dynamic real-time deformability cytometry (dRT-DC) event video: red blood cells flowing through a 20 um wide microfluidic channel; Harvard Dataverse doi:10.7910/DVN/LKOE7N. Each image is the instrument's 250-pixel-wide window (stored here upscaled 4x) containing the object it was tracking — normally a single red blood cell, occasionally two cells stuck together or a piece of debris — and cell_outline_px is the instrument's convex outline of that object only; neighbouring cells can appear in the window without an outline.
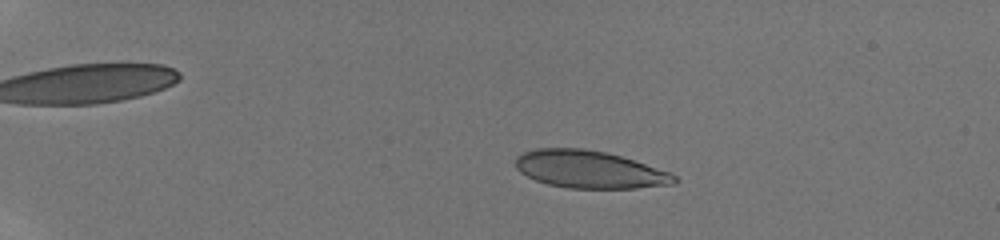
{"species": "human", "species_latin": "Homo sapiens", "temperature_condition": "room temperature", "stored_images_in_passage": 12, "camera_frame_rate_fps": 3000, "um_per_image_px": 0.085, "donor": {"sex": "male"}, "frame": {"image": 1, "passage_image": 6, "time_ms": 3.667, "image_size_px": [1000, 240], "cell_outline_px": [[680, 180], [676, 184], [636, 188], [568, 188], [548, 184], [536, 180], [520, 172], [516, 168], [516, 156], [524, 152], [536, 148], [584, 148], [604, 152], [620, 156], [672, 172]], "centroid_in_image_um": [50.14, 14.41], "position_along_channel_um": 34.9, "area_um2": 34.8}}
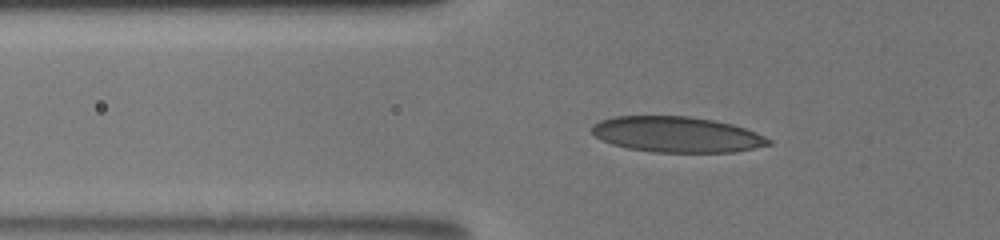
{"frame": {"image": 2, "passage_image": 10, "time_ms": 6.667, "image_size_px": [1000, 240], "cell_outline_px": [[772, 144], [732, 152], [652, 152], [628, 148], [612, 144], [596, 136], [592, 132], [592, 124], [600, 120], [612, 116], [688, 116], [716, 120], [732, 124], [756, 132], [772, 140]], "centroid_in_image_um": [57.52, 11.42], "position_along_channel_um": 68.3, "area_um2": 36.7}}